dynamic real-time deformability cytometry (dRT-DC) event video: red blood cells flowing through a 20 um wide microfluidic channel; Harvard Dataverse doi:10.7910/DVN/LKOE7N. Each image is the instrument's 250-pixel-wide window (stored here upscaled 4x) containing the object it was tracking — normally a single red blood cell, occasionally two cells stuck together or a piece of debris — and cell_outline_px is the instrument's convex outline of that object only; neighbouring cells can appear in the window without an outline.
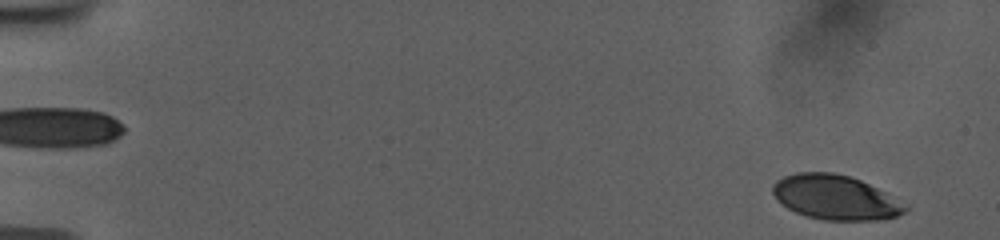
{"species": "human", "species_latin": "Homo sapiens", "temperature_condition": "room temperature", "stored_images_in_passage": 54, "camera_frame_rate_fps": 3000, "um_per_image_px": 0.085, "donor": {"sex": "female"}, "frame": {"image": 1, "passage_image": 2, "time_ms": 0.333, "image_size_px": [1000, 240], "cell_outline_px": [[908, 208], [904, 212], [896, 216], [880, 220], [824, 220], [808, 216], [796, 212], [788, 208], [776, 200], [772, 192], [772, 184], [776, 180], [784, 176], [796, 172], [832, 172], [848, 176], [860, 180], [884, 192]], "centroid_in_image_um": [70.93, 16.77], "position_along_channel_um": 14.1, "area_um2": 34.04}}
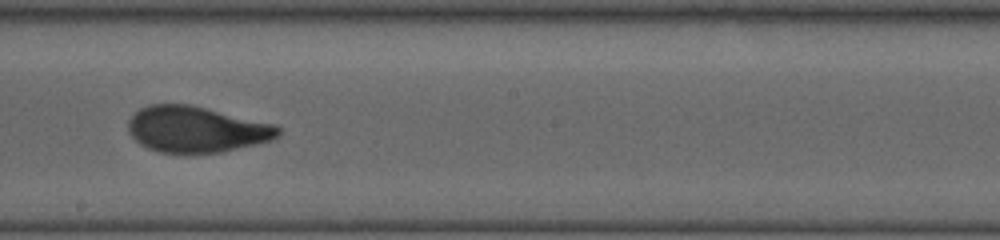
{"frame": {"image": 2, "passage_image": 32, "time_ms": 10.333, "image_size_px": [1000, 240], "cell_outline_px": [[280, 136], [272, 140], [256, 144], [220, 152], [156, 152], [140, 144], [128, 132], [128, 120], [140, 108], [148, 104], [192, 104], [276, 124], [280, 128]], "centroid_in_image_um": [16.7, 10.97], "position_along_channel_um": 231.5, "area_um2": 40.34}}
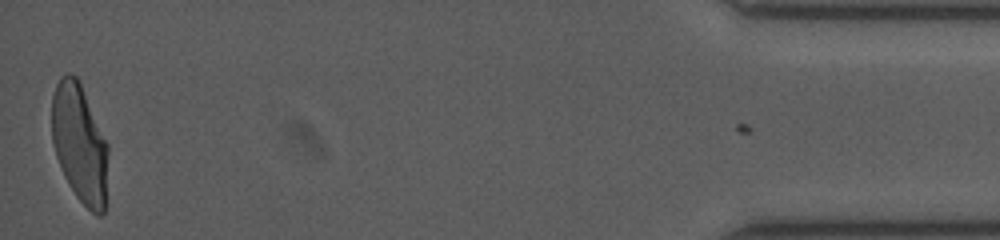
{"frame": {"image": 3, "passage_image": 54, "time_ms": 17.667, "image_size_px": [1000, 240], "cell_outline_px": [[108, 152], [104, 212], [100, 216], [96, 216], [76, 196], [64, 176], [56, 156], [52, 140], [52, 96], [56, 84], [60, 76], [68, 72], [76, 76], [80, 84], [108, 144]], "centroid_in_image_um": [6.76, 12.19], "position_along_channel_um": 428.4, "area_um2": 38.61}, "authors_computed_cell_mechanics": {"area_um2": 39.2462, "velocity_mm_per_s": 3.7704, "shape_relaxation_time_tau1_ms": 5.8073, "shape_relaxation_time_tau2_ms": 0.7586, "deformation_change_tau1": 0.2092, "deformation_change_tau2": 0.0742}}